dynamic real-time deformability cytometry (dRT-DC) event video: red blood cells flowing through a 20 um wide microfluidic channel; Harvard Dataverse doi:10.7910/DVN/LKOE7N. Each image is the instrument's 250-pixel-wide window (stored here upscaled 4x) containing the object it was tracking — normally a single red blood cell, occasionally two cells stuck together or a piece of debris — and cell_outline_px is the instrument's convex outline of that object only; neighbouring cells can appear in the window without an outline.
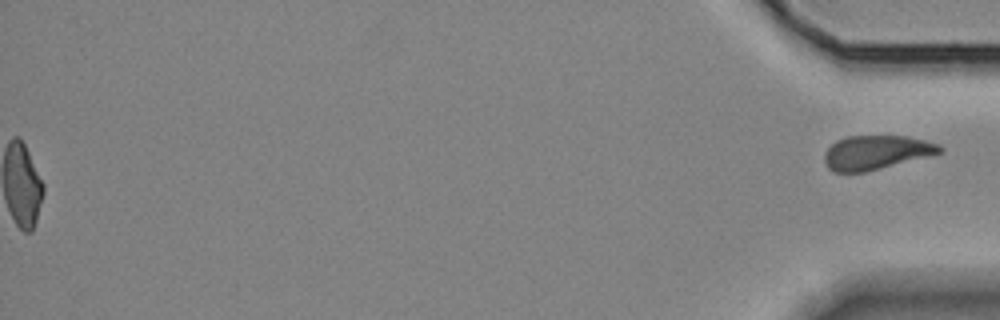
{"species": "Egyptian fruit bat (a non-hibernating species)", "species_latin": "Rousettus aegyptiacus", "temperature_condition": "room temperature", "stored_images_in_passage": 37, "segment_of_instrument_passage": [2, 2], "camera_frame_rate_fps": 3000, "um_per_image_px": 0.085, "animal": {"sex": "female"}, "frame": {"image": 1, "passage_image": 37, "time_ms": 12.0, "image_size_px": [1000, 320], "cell_outline_px": [[944, 152], [864, 172], [836, 172], [828, 168], [824, 160], [824, 152], [836, 140], [848, 136], [904, 136], [924, 140], [940, 144], [944, 148]], "centroid_in_image_um": [74.48, 12.95], "position_along_channel_um": 360.7, "area_um2": 22.77}}